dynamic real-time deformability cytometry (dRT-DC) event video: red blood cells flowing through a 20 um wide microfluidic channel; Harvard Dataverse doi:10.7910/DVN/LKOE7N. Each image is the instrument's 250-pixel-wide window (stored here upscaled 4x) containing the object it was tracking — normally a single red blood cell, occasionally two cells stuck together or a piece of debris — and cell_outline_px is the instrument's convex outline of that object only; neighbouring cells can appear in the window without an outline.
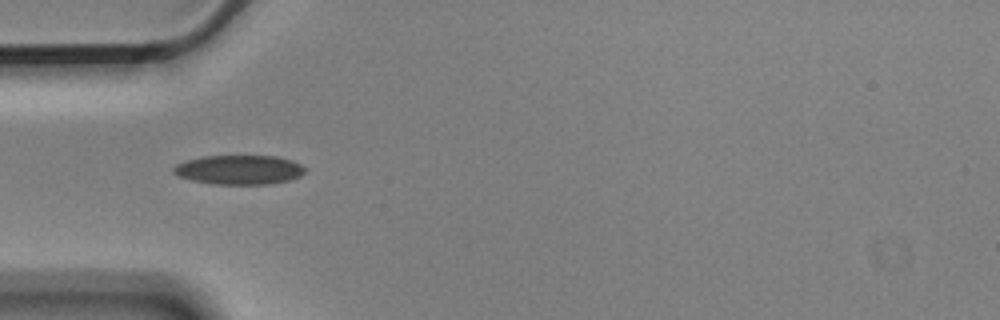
{"species": "Egyptian fruit bat (a non-hibernating species)", "species_latin": "Rousettus aegyptiacus", "temperature_condition": "cold", "stored_images_in_passage": 8, "camera_frame_rate_fps": 3000, "um_per_image_px": 0.085, "animal": {"sex": "male"}, "frame": {"image": 1, "passage_image": 3, "time_ms": 0.667, "image_size_px": [1000, 320], "cell_outline_px": [[308, 168], [300, 176], [288, 180], [268, 184], [216, 184], [192, 180], [180, 176], [172, 172], [172, 168], [176, 164], [188, 160], [204, 156], [276, 156], [292, 160]], "centroid_in_image_um": [20.35, 14.42], "position_along_channel_um": 64.6, "area_um2": 22.37}}
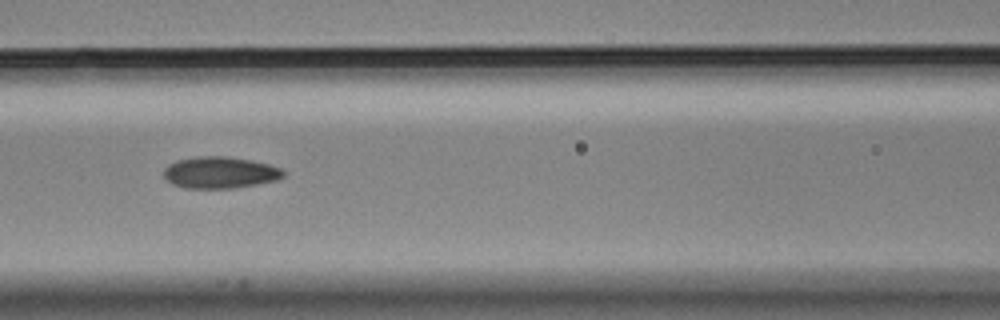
{"frame": {"image": 2, "passage_image": 5, "time_ms": 1.333, "image_size_px": [1000, 320], "cell_outline_px": [[284, 176], [276, 180], [256, 184], [232, 188], [184, 188], [172, 184], [164, 176], [164, 168], [168, 164], [176, 160], [196, 156], [228, 156], [252, 160], [268, 164], [280, 168], [284, 172]], "centroid_in_image_um": [18.67, 14.65], "position_along_channel_um": 147.9, "area_um2": 22.08}}
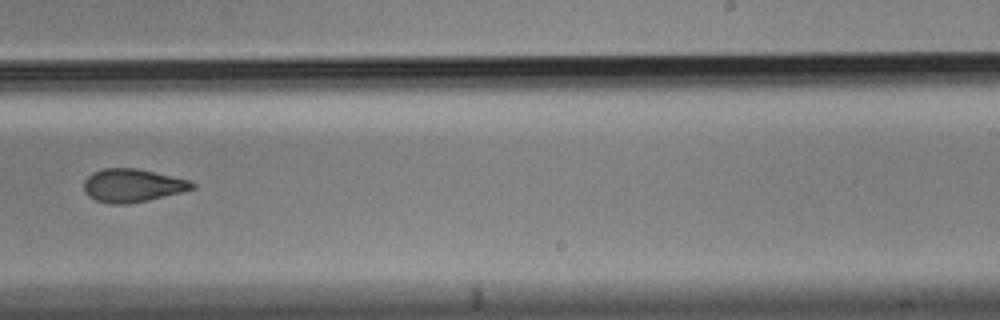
{"frame": {"image": 3, "passage_image": 8, "time_ms": 2.333, "image_size_px": [1000, 320], "cell_outline_px": [[196, 188], [148, 200], [128, 204], [108, 204], [96, 200], [88, 196], [84, 192], [84, 180], [92, 172], [104, 168], [136, 168], [188, 180], [196, 184]], "centroid_in_image_um": [11.22, 15.77], "position_along_channel_um": 277.8, "area_um2": 20.87}}